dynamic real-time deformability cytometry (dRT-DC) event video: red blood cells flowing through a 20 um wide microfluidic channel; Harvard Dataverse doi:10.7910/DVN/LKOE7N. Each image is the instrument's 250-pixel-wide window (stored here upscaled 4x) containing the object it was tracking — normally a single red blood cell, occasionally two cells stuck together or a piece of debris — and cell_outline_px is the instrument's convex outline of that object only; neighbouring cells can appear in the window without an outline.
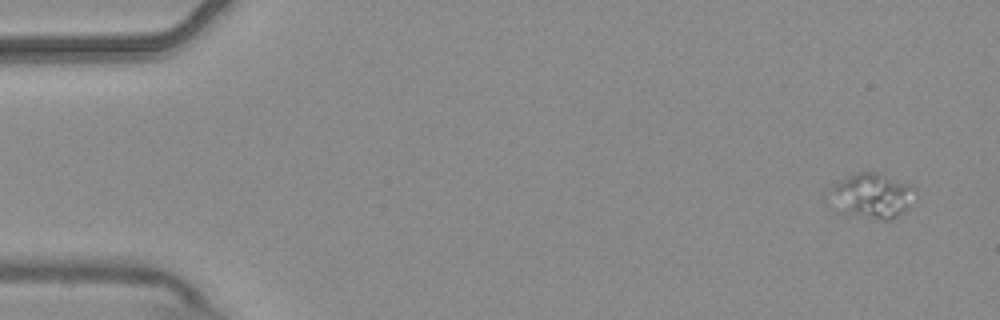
{"species": "common noctule bat (a hibernating species)", "species_latin": "Nyctalus noctula", "temperature_condition": "warm", "stored_images_in_passage": 4, "camera_frame_rate_fps": 3000, "um_per_image_px": 0.085, "animal": {"sex": "male", "body_mass_g": 20.4}, "frame": {"image": 1, "passage_image": 1, "time_ms": 0.0, "image_size_px": [1000, 320], "cell_outline_px": [[916, 192], [908, 208], [892, 220], [884, 220], [852, 212], [828, 188], [840, 180], [848, 176], [860, 172], [876, 172], [908, 184], [916, 188]], "centroid_in_image_um": [74.31, 16.57], "position_along_channel_um": 10.7, "area_um2": 20.52}}
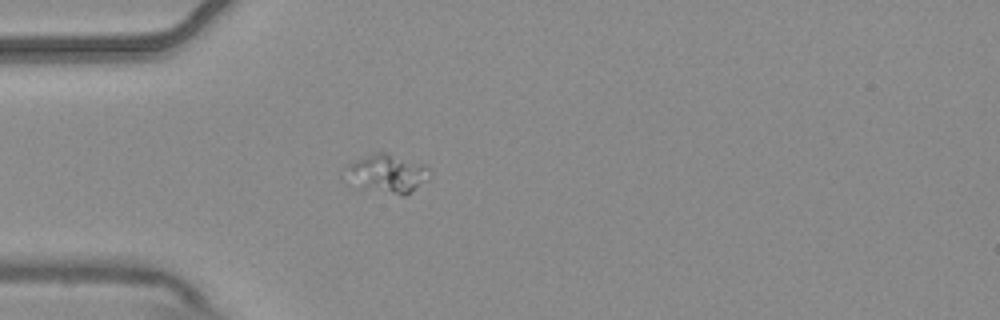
{"frame": {"image": 2, "passage_image": 4, "time_ms": 1.0, "image_size_px": [1000, 320], "cell_outline_px": [[432, 172], [428, 180], [404, 196], [400, 196], [352, 188], [348, 168], [348, 164], [356, 160], [376, 152], [384, 152], [424, 164], [432, 168]], "centroid_in_image_um": [32.96, 14.8], "position_along_channel_um": 52.0, "area_um2": 19.13}}